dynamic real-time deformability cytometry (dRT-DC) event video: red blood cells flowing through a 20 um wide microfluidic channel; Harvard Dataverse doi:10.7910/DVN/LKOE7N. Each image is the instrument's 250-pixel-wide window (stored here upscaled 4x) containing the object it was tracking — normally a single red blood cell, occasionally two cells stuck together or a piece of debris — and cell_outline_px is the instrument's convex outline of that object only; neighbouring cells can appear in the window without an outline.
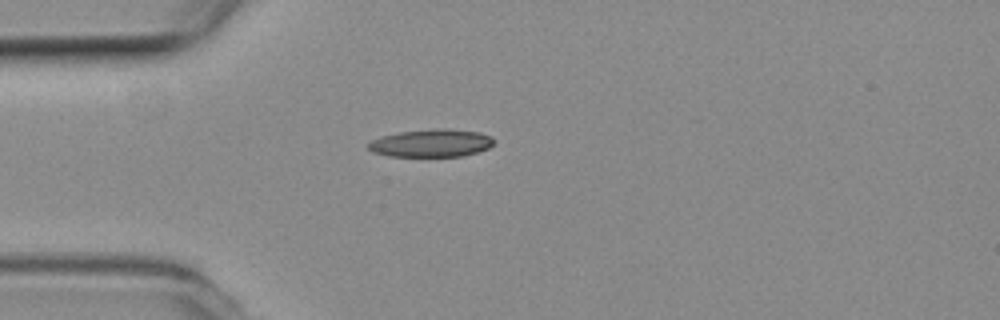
{"species": "common noctule bat (a hibernating species)", "species_latin": "Nyctalus noctula", "temperature_condition": "room temperature", "stored_images_in_passage": 45, "camera_frame_rate_fps": 3000, "um_per_image_px": 0.085, "animal": {"sex": "female", "body_mass_g": 19.3, "forearm_length_mm": 54.1}, "frame": {"image": 1, "passage_image": 14, "time_ms": 4.333, "image_size_px": [1000, 320], "cell_outline_px": [[492, 144], [488, 148], [464, 156], [388, 156], [372, 152], [364, 144], [372, 140], [384, 136], [400, 132], [440, 128], [448, 128], [480, 132], [492, 136]], "centroid_in_image_um": [36.64, 12.16], "position_along_channel_um": 48.4, "area_um2": 20.29}}
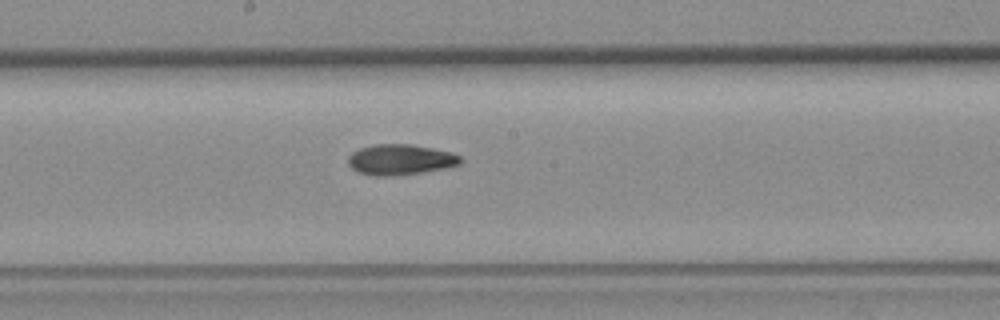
{"frame": {"image": 2, "passage_image": 28, "time_ms": 9.0, "image_size_px": [1000, 320], "cell_outline_px": [[464, 160], [460, 164], [448, 168], [424, 172], [392, 176], [372, 176], [356, 172], [348, 164], [348, 156], [352, 152], [360, 148], [376, 144], [408, 144], [432, 148], [452, 152], [460, 156]], "centroid_in_image_um": [34.04, 13.58], "position_along_channel_um": 214.2, "area_um2": 20.29}}
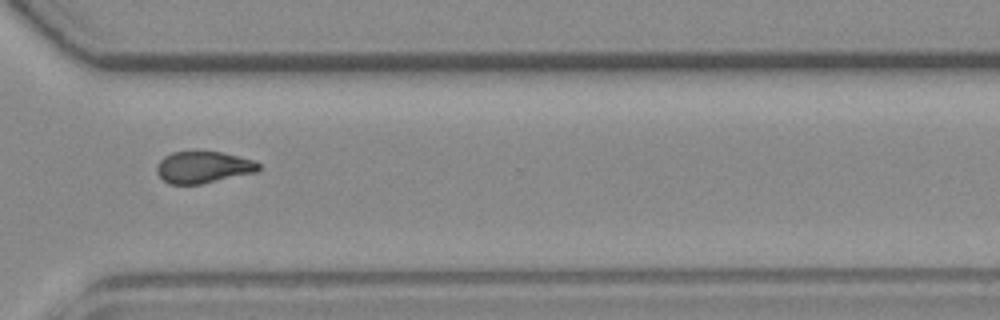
{"frame": {"image": 3, "passage_image": 39, "time_ms": 12.667, "image_size_px": [1000, 320], "cell_outline_px": [[260, 172], [200, 184], [168, 184], [156, 172], [156, 164], [164, 156], [172, 152], [220, 152], [256, 160], [260, 164]], "centroid_in_image_um": [17.31, 14.22], "position_along_channel_um": 353.3, "area_um2": 19.02}}